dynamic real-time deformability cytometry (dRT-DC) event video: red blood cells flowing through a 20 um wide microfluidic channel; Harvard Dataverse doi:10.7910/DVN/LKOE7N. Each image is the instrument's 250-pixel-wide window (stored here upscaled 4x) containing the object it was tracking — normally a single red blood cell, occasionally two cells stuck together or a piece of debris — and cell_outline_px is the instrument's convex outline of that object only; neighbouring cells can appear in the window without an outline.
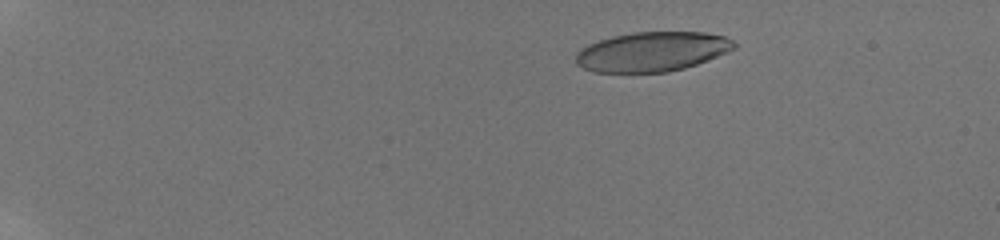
{"species": "human", "species_latin": "Homo sapiens", "temperature_condition": "room temperature", "stored_images_in_passage": 48, "camera_frame_rate_fps": 3000, "um_per_image_px": 0.085, "donor": {"sex": "male"}, "frame": {"image": 1, "passage_image": 22, "time_ms": 3.667, "image_size_px": [1000, 240], "cell_outline_px": [[736, 48], [728, 52], [696, 64], [684, 68], [668, 72], [596, 72], [584, 68], [576, 64], [576, 52], [580, 48], [588, 44], [612, 36], [632, 32], [704, 32], [724, 36], [732, 40], [736, 44]], "centroid_in_image_um": [55.42, 4.38], "position_along_channel_um": 29.6, "area_um2": 36.53}}
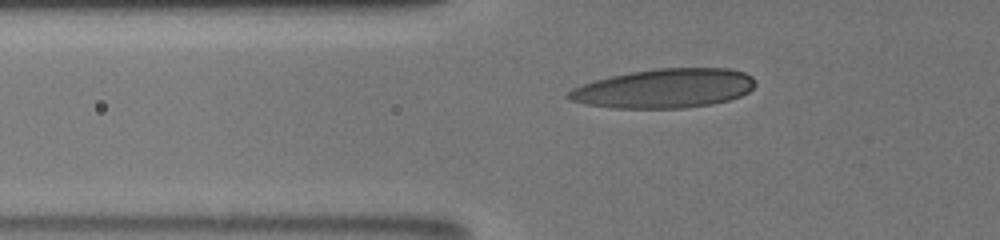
{"frame": {"image": 2, "passage_image": 40, "time_ms": 7.667, "image_size_px": [1000, 240], "cell_outline_px": [[756, 84], [748, 92], [740, 96], [728, 100], [712, 104], [680, 108], [612, 108], [588, 104], [572, 100], [568, 96], [568, 92], [572, 88], [596, 80], [612, 76], [632, 72], [656, 68], [728, 68], [744, 72], [752, 76]], "centroid_in_image_um": [56.52, 7.51], "position_along_channel_um": 69.3, "area_um2": 42.31}}
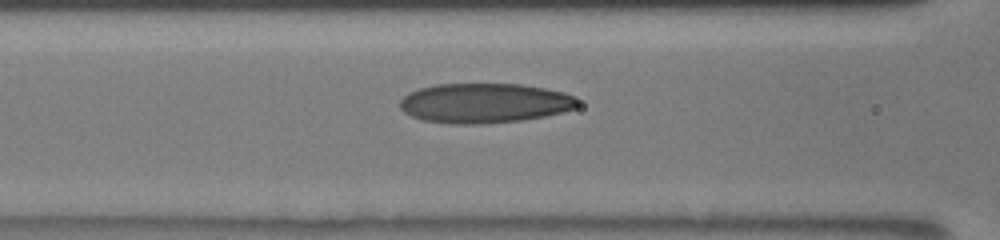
{"frame": {"image": 3, "passage_image": 48, "time_ms": 9.333, "image_size_px": [1000, 240], "cell_outline_px": [[580, 104], [576, 108], [544, 116], [520, 120], [480, 124], [452, 124], [424, 120], [412, 116], [404, 112], [400, 108], [400, 100], [408, 92], [420, 88], [436, 84], [520, 84], [544, 88], [564, 92], [576, 96], [580, 100]], "centroid_in_image_um": [41.2, 8.76], "position_along_channel_um": 125.4, "area_um2": 41.27}}